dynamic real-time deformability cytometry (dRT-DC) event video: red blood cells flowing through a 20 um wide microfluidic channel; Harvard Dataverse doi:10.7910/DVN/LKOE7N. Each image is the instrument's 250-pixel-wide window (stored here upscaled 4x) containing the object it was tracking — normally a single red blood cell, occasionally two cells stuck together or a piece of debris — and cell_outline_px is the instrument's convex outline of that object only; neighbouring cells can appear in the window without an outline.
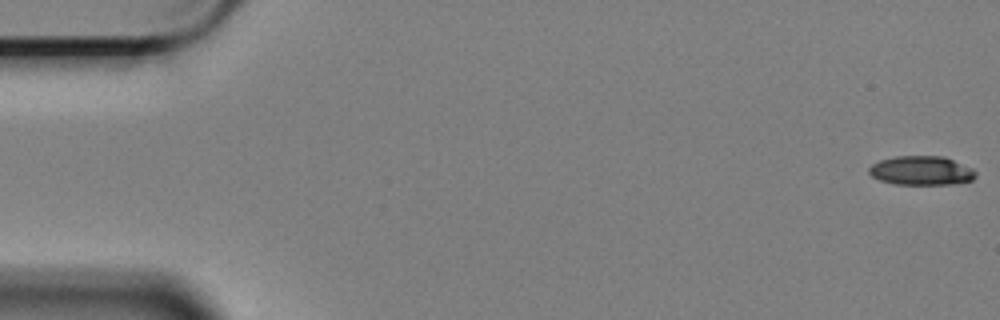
{"species": "Egyptian fruit bat (a non-hibernating species)", "species_latin": "Rousettus aegyptiacus", "temperature_condition": "cold", "stored_images_in_passage": 59, "camera_frame_rate_fps": 3000, "um_per_image_px": 0.085, "animal": {"sex": "female"}, "frame": {"image": 1, "passage_image": 1, "time_ms": 0.0, "image_size_px": [1000, 320], "cell_outline_px": [[976, 176], [972, 180], [952, 184], [896, 184], [880, 180], [872, 176], [868, 172], [868, 168], [872, 164], [880, 160], [896, 156], [944, 156], [972, 168], [976, 172]], "centroid_in_image_um": [78.31, 14.49], "position_along_channel_um": 6.7, "area_um2": 18.03}}
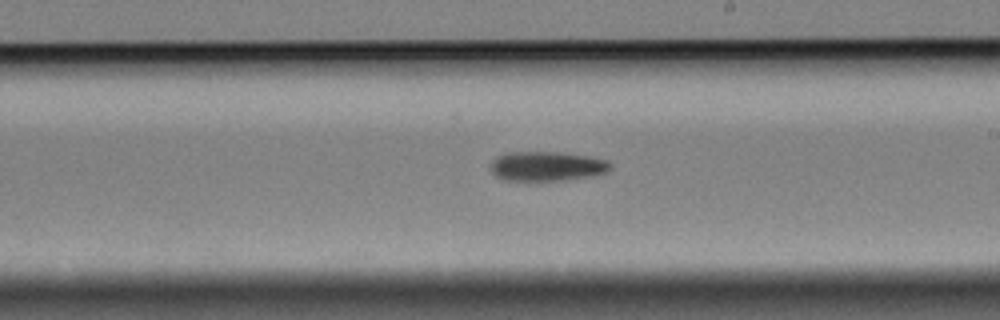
{"frame": {"image": 2, "passage_image": 34, "time_ms": 11.0, "image_size_px": [1000, 320], "cell_outline_px": [[612, 168], [608, 172], [592, 176], [564, 180], [504, 180], [496, 176], [492, 172], [492, 160], [496, 156], [504, 152], [556, 152], [588, 156], [608, 160], [612, 164]], "centroid_in_image_um": [46.51, 14.12], "position_along_channel_um": 242.5, "area_um2": 20.69}}
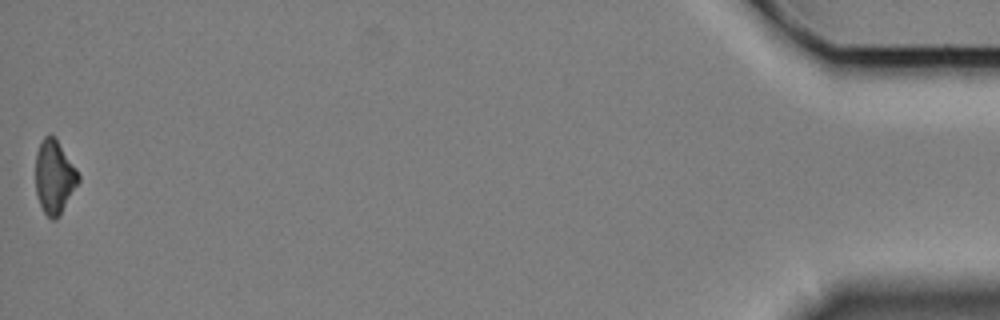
{"frame": {"image": 3, "passage_image": 59, "time_ms": 19.333, "image_size_px": [1000, 320], "cell_outline_px": [[80, 180], [56, 220], [52, 220], [44, 212], [36, 196], [36, 152], [40, 140], [44, 136], [52, 136], [56, 140], [76, 168], [80, 176]], "centroid_in_image_um": [4.6, 15.04], "position_along_channel_um": 430.6, "area_um2": 18.03}, "authors_computed_cell_mechanics": {"area_um2": 19.941, "velocity_mm_per_s": 3.3976, "shape_relaxation_time_tau1_ms": 4.439, "shape_relaxation_time_tau2_ms": null, "deformation_change_tau1": 0.124, "deformation_change_tau2": null}}